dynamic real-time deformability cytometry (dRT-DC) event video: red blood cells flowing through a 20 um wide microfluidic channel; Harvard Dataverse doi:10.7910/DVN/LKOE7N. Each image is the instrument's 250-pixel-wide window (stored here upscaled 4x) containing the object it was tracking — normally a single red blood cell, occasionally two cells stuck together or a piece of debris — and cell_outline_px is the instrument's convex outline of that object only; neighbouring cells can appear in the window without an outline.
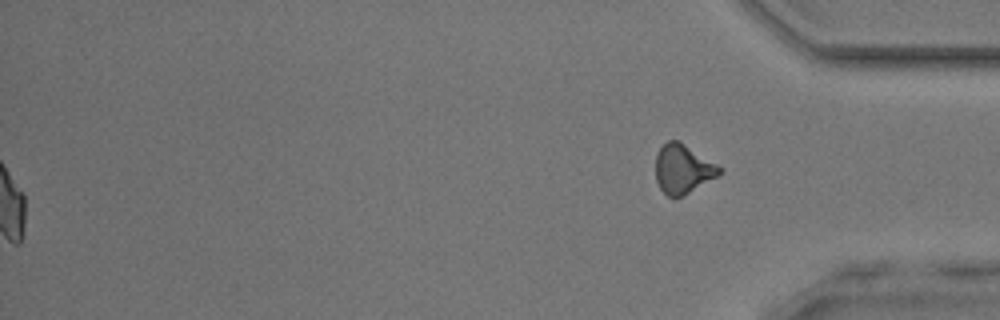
{"species": "common noctule bat (a hibernating species)", "species_latin": "Nyctalus noctula", "temperature_condition": "room temperature", "stored_images_in_passage": 48, "segment_of_instrument_passage": [2, 2], "camera_frame_rate_fps": 3000, "um_per_image_px": 0.085, "animal": {"sex": "male", "body_mass_g": 17.9, "forearm_length_mm": 54.2}, "frame": {"image": 1, "passage_image": 48, "time_ms": 15.667, "image_size_px": [1000, 320], "cell_outline_px": [[720, 172], [716, 176], [684, 196], [668, 196], [660, 188], [656, 180], [656, 152], [668, 140], [680, 140], [716, 164], [720, 168]], "centroid_in_image_um": [58.0, 14.34], "position_along_channel_um": 377.2, "area_um2": 17.98}}